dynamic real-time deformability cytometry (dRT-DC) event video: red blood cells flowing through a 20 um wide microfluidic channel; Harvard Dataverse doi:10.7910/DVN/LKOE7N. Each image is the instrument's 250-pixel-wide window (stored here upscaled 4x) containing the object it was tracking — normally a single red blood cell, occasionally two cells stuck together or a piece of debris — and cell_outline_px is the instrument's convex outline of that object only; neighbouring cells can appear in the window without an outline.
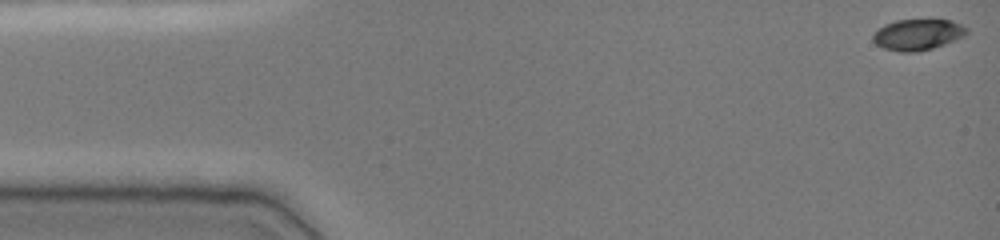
{"species": "common noctule bat (a hibernating species)", "species_latin": "Nyctalus noctula", "temperature_condition": "cold", "stored_images_in_passage": 45, "camera_frame_rate_fps": 3000, "um_per_image_px": 0.085, "animal": {"sex": "female", "body_mass_g": 19.0, "forearm_length_mm": 51.5}, "frame": {"image": 1, "passage_image": 1, "time_ms": 0.0, "image_size_px": [1000, 240], "cell_outline_px": [[968, 32], [964, 36], [944, 44], [932, 48], [916, 52], [900, 52], [884, 48], [876, 44], [872, 40], [872, 36], [884, 24], [896, 20], [952, 20], [968, 28]], "centroid_in_image_um": [78.01, 2.94], "position_along_channel_um": 7.0, "area_um2": 16.82}}
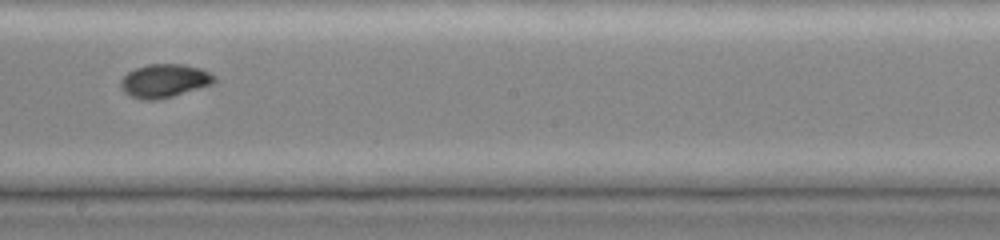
{"frame": {"image": 2, "passage_image": 28, "time_ms": 9.0, "image_size_px": [1000, 240], "cell_outline_px": [[216, 80], [212, 84], [160, 100], [144, 100], [132, 96], [124, 92], [120, 88], [120, 80], [128, 72], [136, 68], [148, 64], [184, 64], [200, 68], [216, 76]], "centroid_in_image_um": [13.97, 6.87], "position_along_channel_um": 234.2, "area_um2": 18.26}}
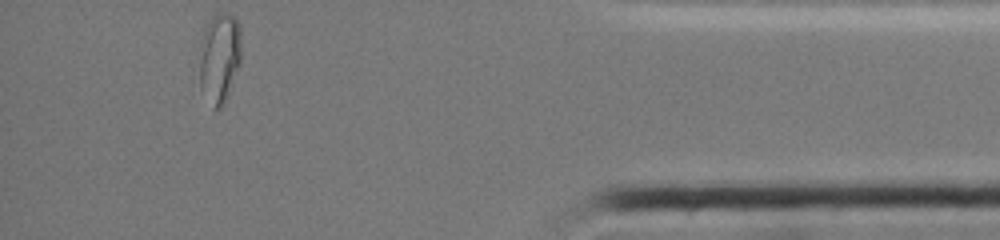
{"frame": {"image": 3, "passage_image": 45, "time_ms": 14.667, "image_size_px": [1000, 240], "cell_outline_px": [[240, 64], [228, 96], [224, 104], [220, 108], [212, 108], [200, 92], [196, 52], [204, 28], [208, 20], [216, 12], [224, 12], [232, 16], [240, 24]], "centroid_in_image_um": [18.58, 4.93], "position_along_channel_um": 416.6, "area_um2": 23.29}, "authors_computed_cell_mechanics": {"area_um2": 18.1492, "velocity_mm_per_s": 3.84, "shape_relaxation_time_tau1_ms": null, "shape_relaxation_time_tau2_ms": 1.644, "deformation_change_tau1": null, "deformation_change_tau2": 0.0288}}